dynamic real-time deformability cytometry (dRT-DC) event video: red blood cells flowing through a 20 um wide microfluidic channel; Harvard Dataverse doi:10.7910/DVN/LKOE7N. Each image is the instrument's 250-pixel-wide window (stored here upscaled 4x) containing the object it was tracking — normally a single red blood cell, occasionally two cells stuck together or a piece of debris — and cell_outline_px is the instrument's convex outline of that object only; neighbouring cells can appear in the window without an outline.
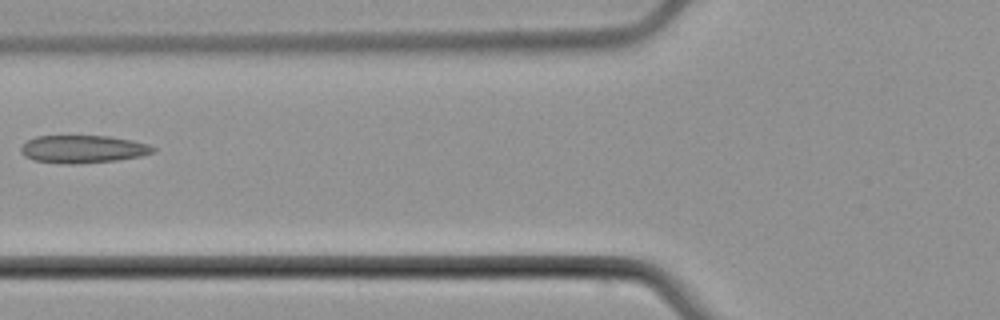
{"species": "common noctule bat (a hibernating species)", "species_latin": "Nyctalus noctula", "temperature_condition": "cold", "stored_images_in_passage": 6, "camera_frame_rate_fps": 3000, "um_per_image_px": 0.085, "animal": {"sex": "male", "body_mass_g": 21.5, "forearm_length_mm": 52.0}, "frame": {"image": 1, "passage_image": 5, "time_ms": 5.667, "image_size_px": [1000, 320], "cell_outline_px": [[156, 152], [140, 156], [116, 160], [76, 164], [68, 164], [32, 160], [24, 156], [20, 152], [20, 148], [28, 140], [36, 136], [108, 136], [132, 140], [148, 144], [156, 148]], "centroid_in_image_um": [7.05, 12.67], "position_along_channel_um": 118.8, "area_um2": 21.39}}
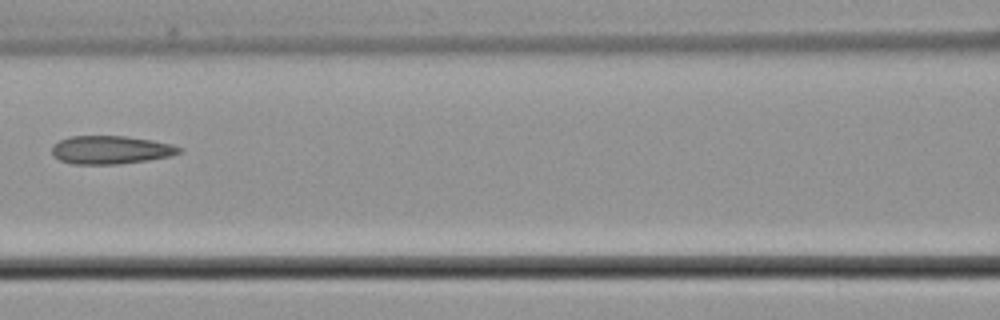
{"frame": {"image": 2, "passage_image": 6, "time_ms": 6.667, "image_size_px": [1000, 320], "cell_outline_px": [[184, 148], [180, 152], [172, 156], [148, 160], [120, 164], [72, 164], [60, 160], [52, 156], [52, 144], [60, 140], [72, 136], [124, 136], [152, 140], [172, 144]], "centroid_in_image_um": [9.42, 12.74], "position_along_channel_um": 157.2, "area_um2": 21.1}}